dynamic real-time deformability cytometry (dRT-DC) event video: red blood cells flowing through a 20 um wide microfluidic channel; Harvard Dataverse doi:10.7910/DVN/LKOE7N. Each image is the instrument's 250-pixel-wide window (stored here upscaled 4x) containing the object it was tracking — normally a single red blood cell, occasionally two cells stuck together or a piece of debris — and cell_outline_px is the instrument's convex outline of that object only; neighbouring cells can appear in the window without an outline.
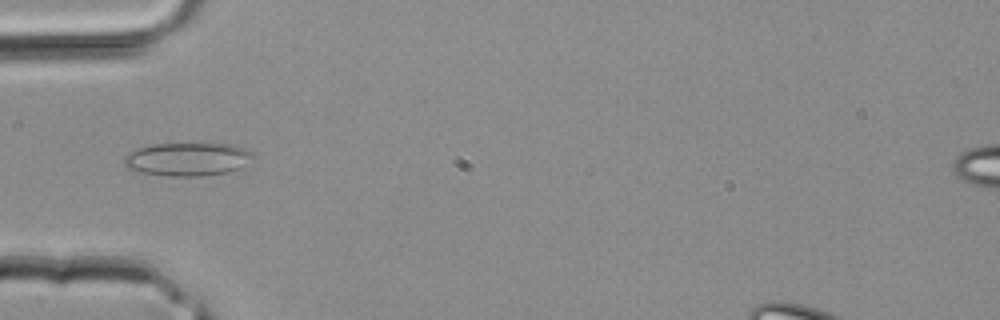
{"species": "common noctule bat (a hibernating species)", "species_latin": "Nyctalus noctula", "temperature_condition": "room temperature", "stored_images_in_passage": 31, "camera_frame_rate_fps": 3000, "um_per_image_px": 0.085, "animal": {"sex": "male", "body_mass_g": 20.4}, "frame": {"image": 1, "passage_image": 4, "time_ms": 1.0, "image_size_px": [1000, 320], "cell_outline_px": [[256, 156], [240, 168], [228, 172], [204, 176], [168, 176], [140, 172], [128, 168], [124, 164], [124, 156], [128, 152], [152, 144], [232, 144], [248, 148]], "centroid_in_image_um": [15.98, 13.53], "position_along_channel_um": 69.0, "area_um2": 25.14}}
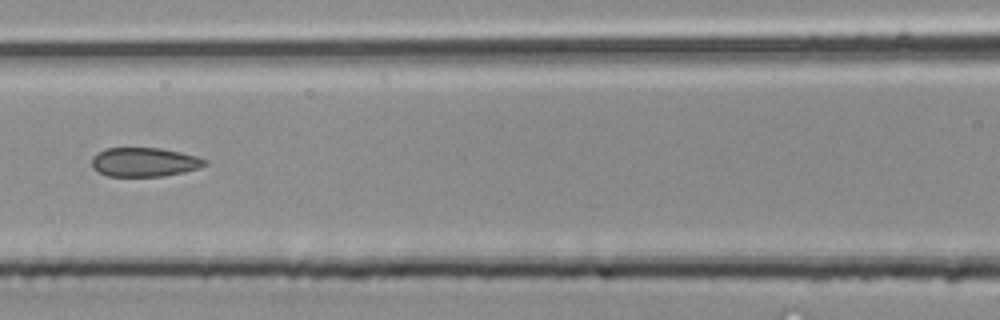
{"frame": {"image": 2, "passage_image": 9, "time_ms": 2.667, "image_size_px": [1000, 320], "cell_outline_px": [[208, 164], [200, 168], [184, 172], [160, 176], [108, 176], [92, 168], [92, 156], [104, 148], [160, 148], [180, 152], [196, 156], [208, 160]], "centroid_in_image_um": [12.28, 13.77], "position_along_channel_um": 154.3, "area_um2": 19.19}}
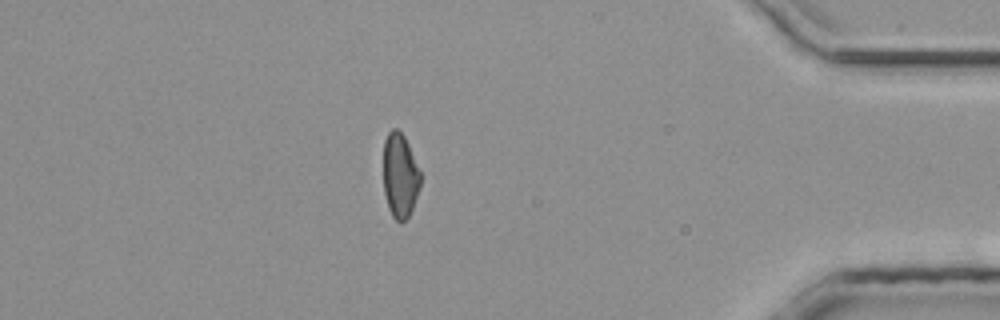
{"frame": {"image": 3, "passage_image": 26, "time_ms": 8.333, "image_size_px": [1000, 320], "cell_outline_px": [[420, 188], [412, 208], [408, 216], [400, 224], [392, 216], [388, 208], [384, 192], [384, 140], [388, 132], [392, 128], [396, 128], [404, 136], [408, 144], [420, 172]], "centroid_in_image_um": [33.99, 14.93], "position_along_channel_um": 401.2, "area_um2": 18.15}}